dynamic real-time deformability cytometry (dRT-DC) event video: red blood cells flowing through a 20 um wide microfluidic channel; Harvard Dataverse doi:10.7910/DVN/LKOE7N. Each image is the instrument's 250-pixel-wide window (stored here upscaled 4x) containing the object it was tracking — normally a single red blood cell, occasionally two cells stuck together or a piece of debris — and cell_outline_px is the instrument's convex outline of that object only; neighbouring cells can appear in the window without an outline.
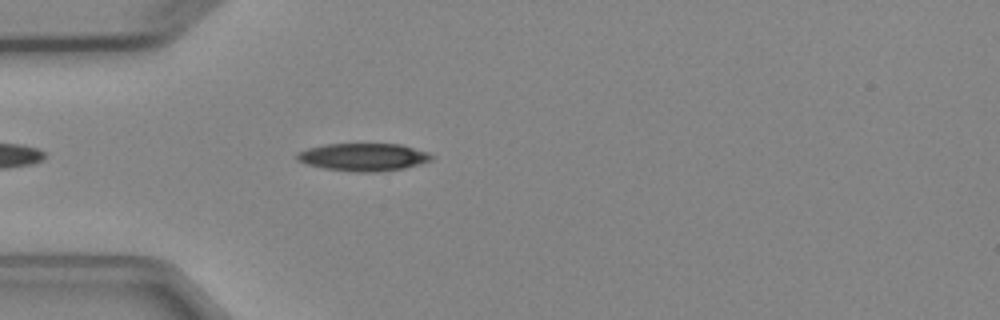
{"species": "Egyptian fruit bat (a non-hibernating species)", "species_latin": "Rousettus aegyptiacus", "temperature_condition": "cold", "stored_images_in_passage": 4, "camera_frame_rate_fps": 3000, "um_per_image_px": 0.085, "animal": {"sex": "female"}, "frame": {"image": 1, "passage_image": 4, "time_ms": 3.667, "image_size_px": [1000, 320], "cell_outline_px": [[432, 160], [420, 164], [404, 168], [376, 172], [356, 172], [324, 168], [308, 164], [296, 160], [296, 152], [308, 148], [324, 144], [400, 144], [428, 152], [432, 156]], "centroid_in_image_um": [30.87, 13.35], "position_along_channel_um": 54.1, "area_um2": 21.68}}